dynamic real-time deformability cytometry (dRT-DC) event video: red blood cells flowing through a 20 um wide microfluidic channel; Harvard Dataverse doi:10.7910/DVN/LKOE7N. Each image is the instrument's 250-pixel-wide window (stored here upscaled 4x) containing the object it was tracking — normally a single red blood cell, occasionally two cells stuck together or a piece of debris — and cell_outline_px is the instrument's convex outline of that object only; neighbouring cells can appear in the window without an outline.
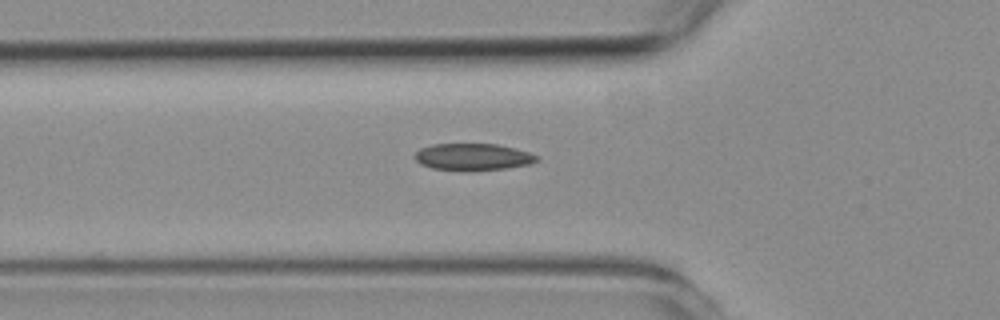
{"species": "common noctule bat (a hibernating species)", "species_latin": "Nyctalus noctula", "temperature_condition": "room temperature", "stored_images_in_passage": 5, "camera_frame_rate_fps": 3000, "um_per_image_px": 0.085, "animal": {"sex": "female", "body_mass_g": 19.3, "forearm_length_mm": 54.1}, "frame": {"image": 1, "passage_image": 5, "time_ms": 5.0, "image_size_px": [1000, 320], "cell_outline_px": [[540, 160], [532, 164], [508, 168], [432, 168], [420, 164], [412, 156], [420, 148], [432, 144], [496, 144], [516, 148], [540, 156]], "centroid_in_image_um": [40.24, 13.29], "position_along_channel_um": 85.6, "area_um2": 18.55}}